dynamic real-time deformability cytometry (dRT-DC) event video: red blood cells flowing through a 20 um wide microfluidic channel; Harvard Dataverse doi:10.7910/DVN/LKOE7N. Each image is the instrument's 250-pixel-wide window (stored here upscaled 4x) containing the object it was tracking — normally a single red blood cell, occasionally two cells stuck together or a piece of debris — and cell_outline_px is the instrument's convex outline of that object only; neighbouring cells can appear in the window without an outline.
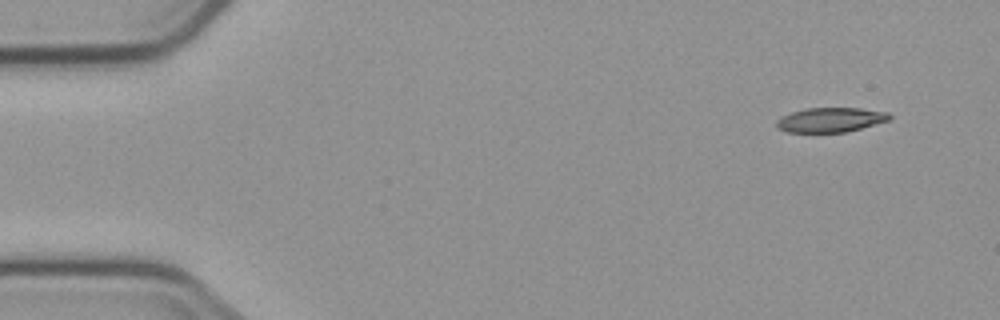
{"species": "common noctule bat (a hibernating species)", "species_latin": "Nyctalus noctula", "temperature_condition": "cold", "stored_images_in_passage": 5, "camera_frame_rate_fps": 3000, "um_per_image_px": 0.085, "animal": {"sex": "male", "body_mass_g": 23.1, "forearm_length_mm": 52.7}, "frame": {"image": 1, "passage_image": 1, "time_ms": 0.0, "image_size_px": [1000, 320], "cell_outline_px": [[892, 116], [888, 120], [860, 128], [844, 132], [784, 132], [776, 128], [776, 120], [792, 112], [808, 108], [860, 108], [888, 112]], "centroid_in_image_um": [70.56, 10.19], "position_along_channel_um": 14.4, "area_um2": 16.01}}
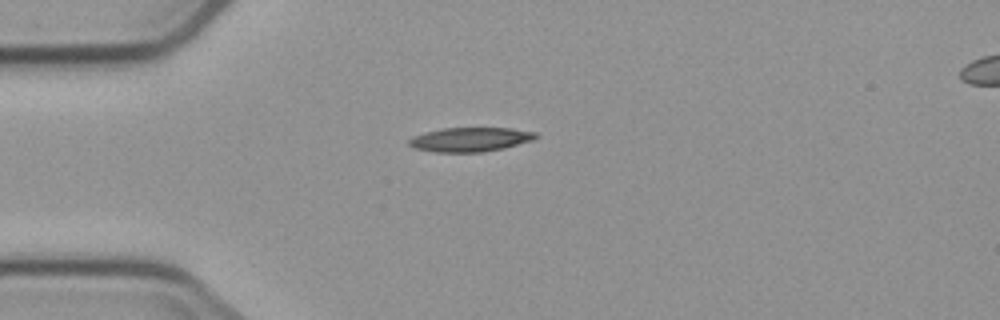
{"frame": {"image": 2, "passage_image": 4, "time_ms": 3.333, "image_size_px": [1000, 320], "cell_outline_px": [[540, 136], [532, 140], [504, 148], [480, 152], [436, 152], [416, 148], [408, 144], [408, 140], [412, 136], [424, 132], [440, 128], [512, 128], [536, 132]], "centroid_in_image_um": [39.97, 11.84], "position_along_channel_um": 45.0, "area_um2": 17.92}}